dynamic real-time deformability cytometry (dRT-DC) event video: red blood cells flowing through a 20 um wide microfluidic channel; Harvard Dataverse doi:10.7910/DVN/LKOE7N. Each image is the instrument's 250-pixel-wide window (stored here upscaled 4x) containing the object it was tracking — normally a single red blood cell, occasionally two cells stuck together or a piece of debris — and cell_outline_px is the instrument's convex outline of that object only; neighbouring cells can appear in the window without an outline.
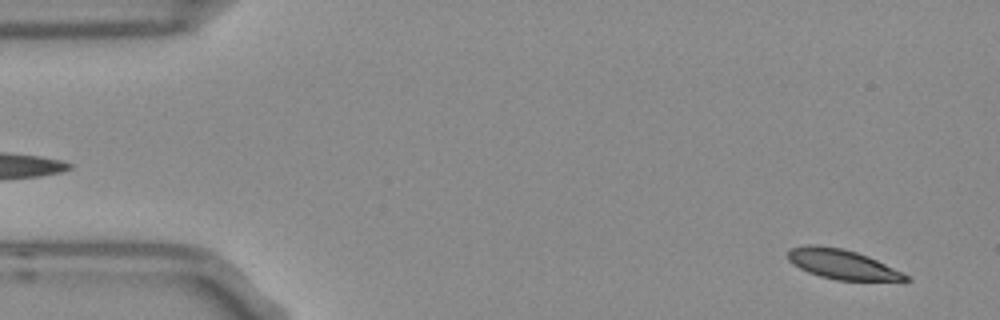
{"species": "Egyptian fruit bat (a non-hibernating species)", "species_latin": "Rousettus aegyptiacus", "temperature_condition": "room temperature", "stored_images_in_passage": 15, "camera_frame_rate_fps": 3000, "um_per_image_px": 0.085, "frame": {"image": 1, "passage_image": 3, "time_ms": 0.667, "image_size_px": [1000, 320], "cell_outline_px": [[912, 280], [836, 280], [820, 276], [808, 272], [800, 268], [788, 260], [788, 252], [792, 248], [808, 244], [816, 244], [840, 248], [856, 252], [868, 256], [908, 276]], "centroid_in_image_um": [71.52, 22.45], "position_along_channel_um": 13.5, "area_um2": 19.88}}